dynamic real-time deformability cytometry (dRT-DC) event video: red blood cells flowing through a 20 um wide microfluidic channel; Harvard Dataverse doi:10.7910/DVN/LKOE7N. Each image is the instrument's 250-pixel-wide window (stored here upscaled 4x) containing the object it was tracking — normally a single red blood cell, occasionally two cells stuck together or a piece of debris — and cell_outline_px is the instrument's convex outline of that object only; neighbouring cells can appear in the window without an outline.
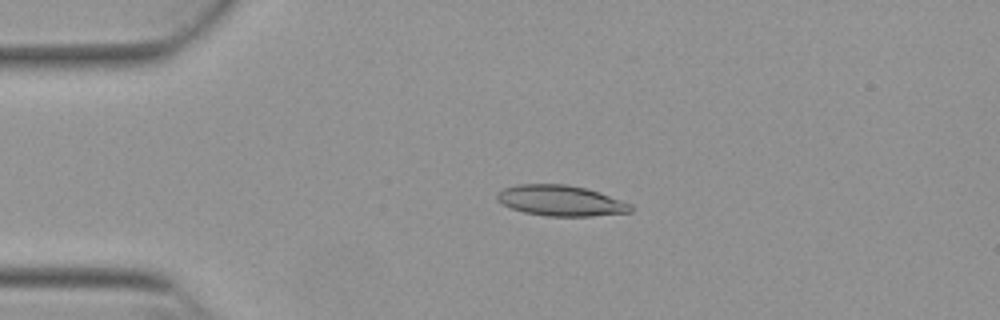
{"species": "Egyptian fruit bat (a non-hibernating species)", "species_latin": "Rousettus aegyptiacus", "temperature_condition": "warm", "stored_images_in_passage": 53, "camera_frame_rate_fps": 3000, "um_per_image_px": 0.085, "animal": {"sex": "female"}, "frame": {"image": 1, "passage_image": 12, "time_ms": 3.667, "image_size_px": [1000, 320], "cell_outline_px": [[632, 212], [592, 216], [548, 216], [524, 212], [512, 208], [496, 200], [496, 192], [504, 188], [516, 184], [568, 184], [588, 188], [600, 192], [632, 204]], "centroid_in_image_um": [47.67, 17.04], "position_along_channel_um": 37.3, "area_um2": 24.04}}
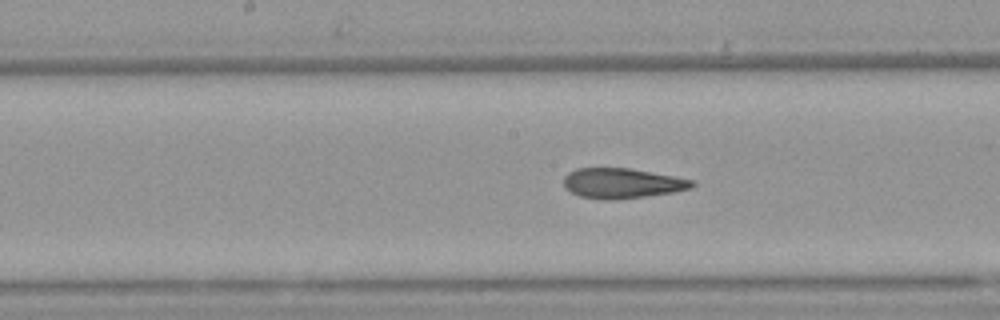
{"frame": {"image": 2, "passage_image": 27, "time_ms": 8.667, "image_size_px": [1000, 320], "cell_outline_px": [[696, 184], [692, 188], [672, 192], [644, 196], [608, 200], [600, 200], [580, 196], [564, 188], [564, 176], [568, 172], [576, 168], [628, 168], [696, 180]], "centroid_in_image_um": [52.86, 15.57], "position_along_channel_um": 195.3, "area_um2": 22.48}}
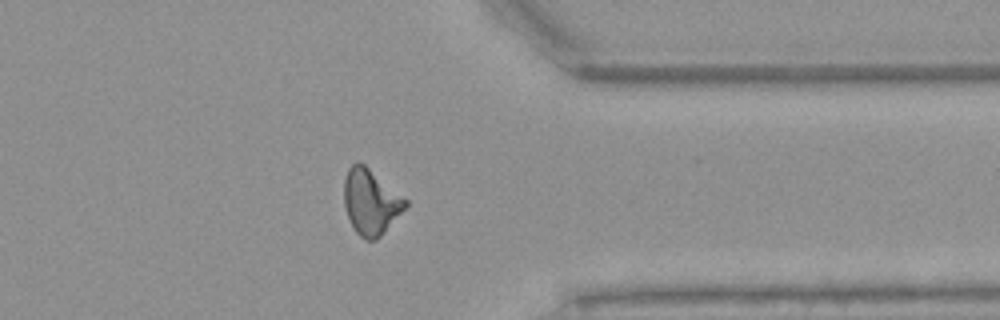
{"frame": {"image": 3, "passage_image": 42, "time_ms": 13.667, "image_size_px": [1000, 320], "cell_outline_px": [[408, 204], [380, 236], [376, 240], [364, 240], [356, 232], [348, 216], [344, 204], [344, 180], [348, 168], [356, 160], [364, 164], [408, 200]], "centroid_in_image_um": [31.49, 17.14], "position_along_channel_um": 379.9, "area_um2": 23.12}, "authors_computed_cell_mechanics": {"area_um2": 22.9466, "velocity_mm_per_s": 3.8699, "shape_relaxation_time_tau1_ms": null, "shape_relaxation_time_tau2_ms": 2.3202, "deformation_change_tau1": null, "deformation_change_tau2": 0.1147}}